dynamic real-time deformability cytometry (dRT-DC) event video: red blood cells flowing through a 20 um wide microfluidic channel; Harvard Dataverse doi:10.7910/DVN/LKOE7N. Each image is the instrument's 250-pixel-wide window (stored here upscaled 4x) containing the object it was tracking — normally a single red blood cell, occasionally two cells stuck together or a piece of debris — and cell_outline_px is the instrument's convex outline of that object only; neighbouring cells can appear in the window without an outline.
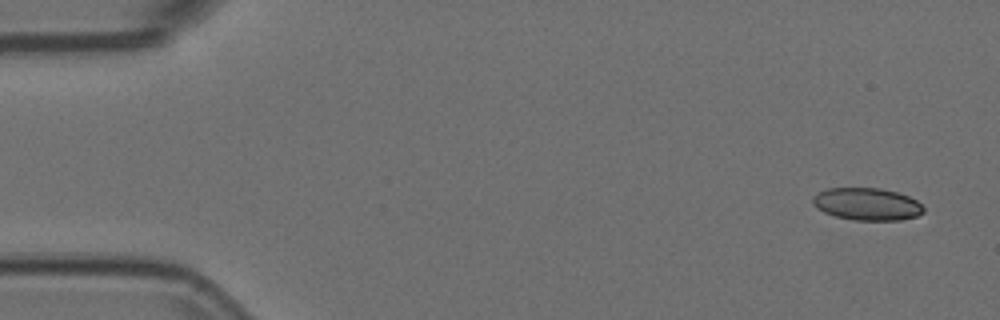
{"species": "Egyptian fruit bat (a non-hibernating species)", "species_latin": "Rousettus aegyptiacus", "temperature_condition": "room temperature", "stored_images_in_passage": 4, "camera_frame_rate_fps": 3000, "um_per_image_px": 0.085, "animal": {"sex": "female"}, "frame": {"image": 1, "passage_image": 1, "time_ms": 0.0, "image_size_px": [1000, 320], "cell_outline_px": [[924, 212], [916, 216], [900, 220], [852, 220], [836, 216], [824, 212], [816, 208], [812, 204], [812, 196], [816, 192], [828, 188], [880, 188], [896, 192], [908, 196], [916, 200], [924, 208]], "centroid_in_image_um": [73.65, 17.34], "position_along_channel_um": 11.3, "area_um2": 20.98}}